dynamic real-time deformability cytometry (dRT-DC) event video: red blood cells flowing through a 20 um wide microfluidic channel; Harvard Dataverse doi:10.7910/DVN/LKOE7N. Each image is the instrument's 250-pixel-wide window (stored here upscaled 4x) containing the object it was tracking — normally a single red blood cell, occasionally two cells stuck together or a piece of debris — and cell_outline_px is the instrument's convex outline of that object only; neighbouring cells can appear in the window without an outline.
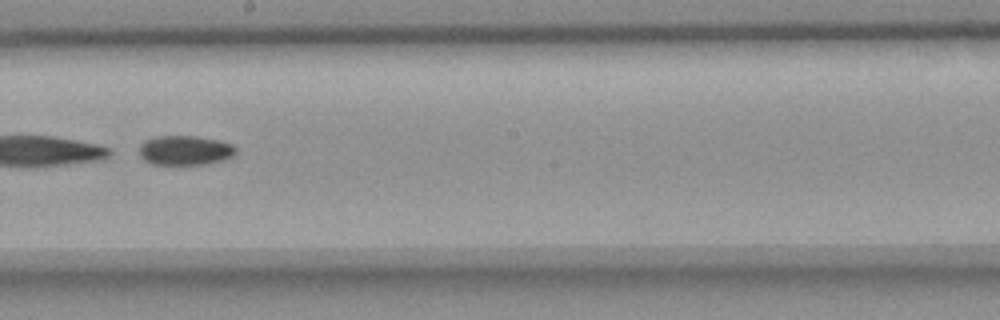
{"species": "common noctule bat (a hibernating species)", "species_latin": "Nyctalus noctula", "temperature_condition": "room temperature", "stored_images_in_passage": 14, "segment_of_instrument_passage": [2, 2], "camera_frame_rate_fps": 3000, "um_per_image_px": 0.085, "animal": {"sex": "female", "body_mass_g": 18.4}, "frame": {"image": 1, "passage_image": 8, "time_ms": 9.0, "image_size_px": [1000, 320], "cell_outline_px": [[236, 152], [232, 156], [224, 160], [204, 164], [152, 164], [144, 160], [140, 156], [140, 144], [144, 140], [156, 136], [196, 136], [220, 140], [232, 144], [236, 148]], "centroid_in_image_um": [15.73, 12.77], "position_along_channel_um": 232.5, "area_um2": 16.7}}
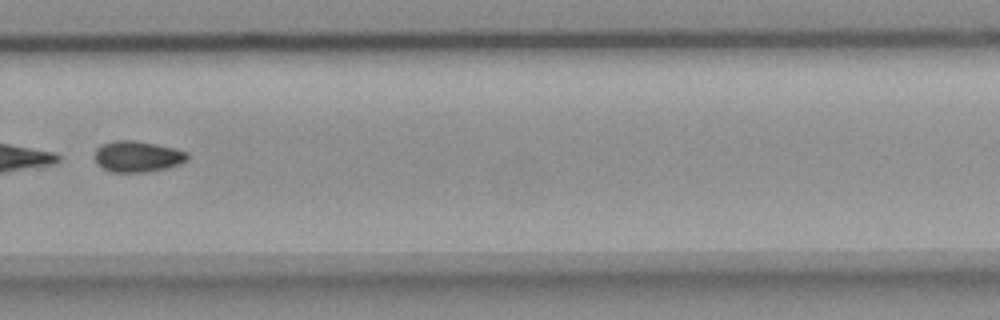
{"frame": {"image": 2, "passage_image": 10, "time_ms": 11.333, "image_size_px": [1000, 320], "cell_outline_px": [[188, 160], [180, 164], [168, 168], [148, 172], [112, 172], [104, 168], [96, 160], [96, 148], [100, 144], [116, 140], [136, 140], [176, 148], [188, 152]], "centroid_in_image_um": [11.74, 13.29], "position_along_channel_um": 318.1, "area_um2": 16.88}}
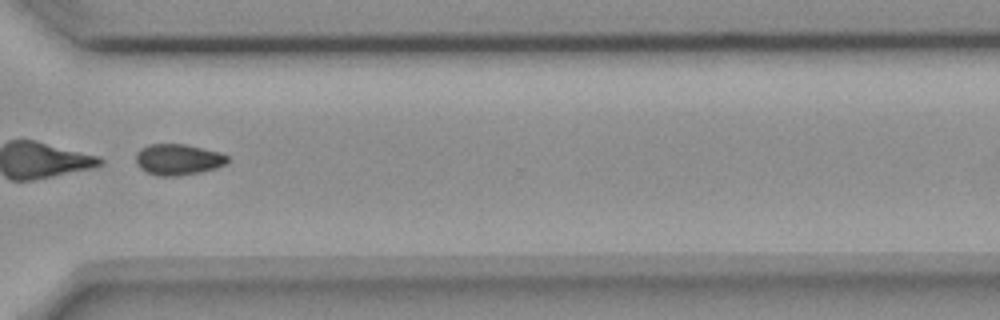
{"frame": {"image": 3, "passage_image": 11, "time_ms": 12.333, "image_size_px": [1000, 320], "cell_outline_px": [[228, 164], [216, 168], [200, 172], [180, 176], [156, 176], [140, 168], [136, 164], [136, 152], [140, 148], [148, 144], [184, 144], [220, 152], [228, 156]], "centroid_in_image_um": [15.13, 13.56], "position_along_channel_um": 355.5, "area_um2": 16.76}}